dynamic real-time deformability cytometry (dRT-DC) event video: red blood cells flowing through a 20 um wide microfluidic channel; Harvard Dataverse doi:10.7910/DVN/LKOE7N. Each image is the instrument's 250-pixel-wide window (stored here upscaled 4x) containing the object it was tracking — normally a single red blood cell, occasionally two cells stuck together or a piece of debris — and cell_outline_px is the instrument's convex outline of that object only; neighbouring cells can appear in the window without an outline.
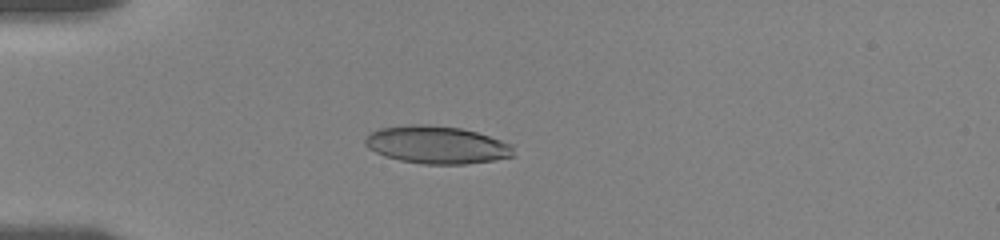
{"species": "human", "species_latin": "Homo sapiens", "temperature_condition": "room temperature", "stored_images_in_passage": 14, "camera_frame_rate_fps": 3000, "um_per_image_px": 0.085, "donor": {"sex": "female"}, "frame": {"image": 1, "passage_image": 10, "time_ms": 4.667, "image_size_px": [1000, 240], "cell_outline_px": [[516, 156], [492, 160], [464, 164], [424, 164], [400, 160], [384, 156], [368, 148], [364, 144], [364, 136], [368, 132], [380, 128], [412, 124], [424, 124], [460, 128], [476, 132], [512, 144]], "centroid_in_image_um": [37.09, 12.31], "position_along_channel_um": 47.9, "area_um2": 32.66}}
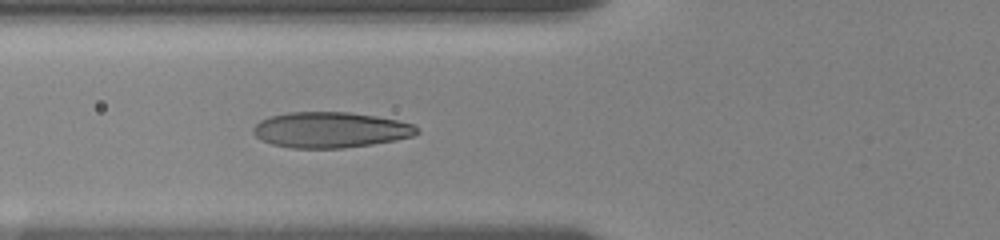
{"frame": {"image": 2, "passage_image": 14, "time_ms": 6.667, "image_size_px": [1000, 240], "cell_outline_px": [[420, 132], [412, 136], [396, 140], [372, 144], [344, 148], [292, 148], [272, 144], [256, 136], [252, 132], [252, 128], [260, 120], [268, 116], [288, 112], [348, 112], [376, 116], [396, 120], [412, 124], [420, 128]], "centroid_in_image_um": [28.08, 11.03], "position_along_channel_um": 97.7, "area_um2": 34.1}}